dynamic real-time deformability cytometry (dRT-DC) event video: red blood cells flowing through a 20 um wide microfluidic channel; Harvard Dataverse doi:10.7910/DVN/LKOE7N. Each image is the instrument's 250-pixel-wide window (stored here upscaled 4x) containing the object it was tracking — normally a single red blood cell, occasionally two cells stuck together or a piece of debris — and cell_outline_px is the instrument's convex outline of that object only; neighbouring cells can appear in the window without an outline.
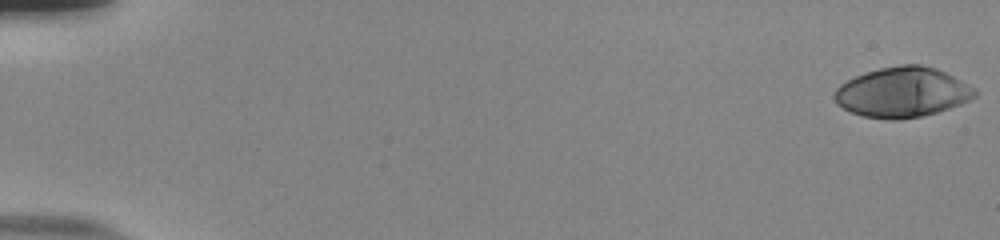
{"species": "human", "species_latin": "Homo sapiens", "temperature_condition": "room temperature", "stored_images_in_passage": 54, "camera_frame_rate_fps": 3000, "um_per_image_px": 0.085, "donor": {"sex": "male"}, "frame": {"image": 1, "passage_image": 1, "time_ms": 0.0, "image_size_px": [1000, 240], "cell_outline_px": [[976, 96], [960, 104], [936, 112], [920, 116], [896, 120], [892, 120], [864, 116], [852, 112], [836, 104], [832, 96], [836, 88], [840, 84], [864, 72], [880, 68], [900, 64], [920, 64], [936, 68], [976, 88]], "centroid_in_image_um": [76.67, 7.83], "position_along_channel_um": 8.3, "area_um2": 40.81}}
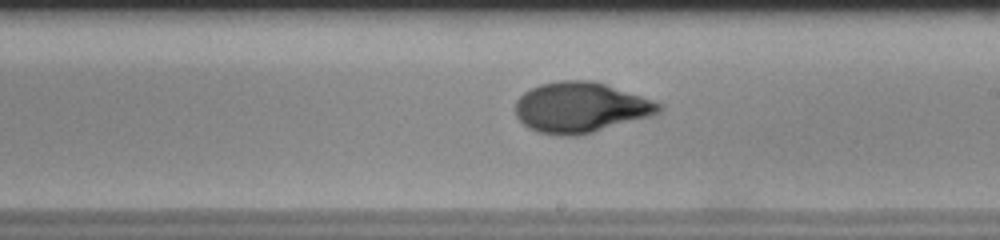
{"frame": {"image": 2, "passage_image": 33, "time_ms": 10.667, "image_size_px": [1000, 240], "cell_outline_px": [[664, 108], [660, 112], [652, 116], [592, 132], [576, 136], [560, 136], [540, 132], [528, 128], [516, 116], [516, 100], [524, 92], [540, 84], [560, 80], [592, 80], [664, 104]], "centroid_in_image_um": [49.36, 9.14], "position_along_channel_um": 239.6, "area_um2": 42.02}}
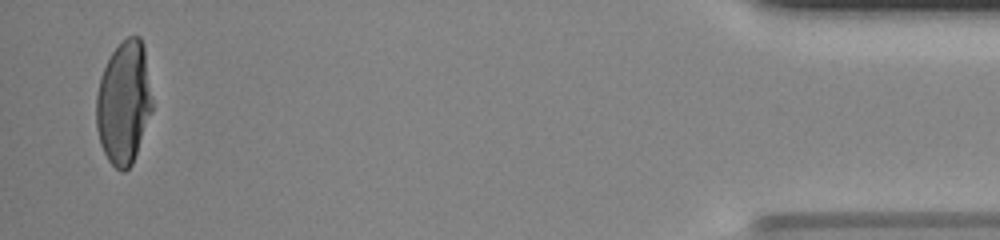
{"frame": {"image": 3, "passage_image": 53, "time_ms": 17.333, "image_size_px": [1000, 240], "cell_outline_px": [[152, 112], [132, 164], [124, 172], [120, 172], [108, 160], [100, 144], [96, 128], [96, 96], [100, 76], [112, 52], [128, 36], [140, 36], [144, 44], [152, 100]], "centroid_in_image_um": [10.52, 8.74], "position_along_channel_um": 424.7, "area_um2": 40.17}, "authors_computed_cell_mechanics": {"area_um2": 40.6912, "velocity_mm_per_s": 3.8722, "shape_relaxation_time_tau1_ms": 6.1954, "shape_relaxation_time_tau2_ms": 0.8953, "deformation_change_tau1": 0.273, "deformation_change_tau2": 0.0523}}